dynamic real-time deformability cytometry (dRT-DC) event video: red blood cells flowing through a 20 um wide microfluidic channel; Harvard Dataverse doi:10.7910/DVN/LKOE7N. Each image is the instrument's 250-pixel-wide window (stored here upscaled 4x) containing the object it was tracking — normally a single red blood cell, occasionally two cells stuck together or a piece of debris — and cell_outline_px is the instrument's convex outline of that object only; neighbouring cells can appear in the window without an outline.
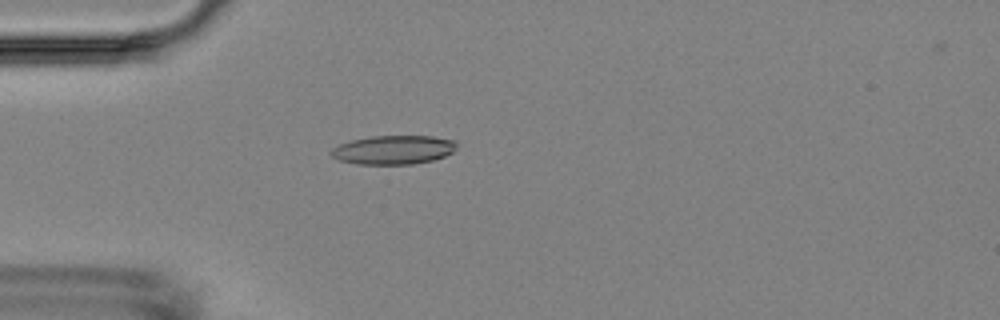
{"species": "Egyptian fruit bat (a non-hibernating species)", "species_latin": "Rousettus aegyptiacus", "temperature_condition": "room temperature", "stored_images_in_passage": 5, "camera_frame_rate_fps": 3000, "um_per_image_px": 0.085, "animal": {"sex": "female"}, "frame": {"image": 1, "passage_image": 4, "time_ms": 4.667, "image_size_px": [1000, 320], "cell_outline_px": [[456, 148], [452, 152], [444, 156], [432, 160], [412, 164], [356, 164], [340, 160], [332, 156], [328, 152], [332, 148], [340, 144], [352, 140], [372, 136], [432, 136], [456, 140]], "centroid_in_image_um": [33.44, 12.73], "position_along_channel_um": 51.6, "area_um2": 21.1}}